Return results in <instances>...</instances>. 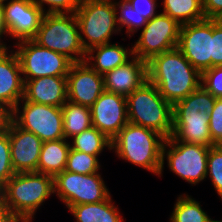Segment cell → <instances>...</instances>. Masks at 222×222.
<instances>
[{
	"label": "cell",
	"instance_id": "45",
	"mask_svg": "<svg viewBox=\"0 0 222 222\" xmlns=\"http://www.w3.org/2000/svg\"><path fill=\"white\" fill-rule=\"evenodd\" d=\"M208 222H222V220L218 221V220H215V219L213 220V218L212 219L210 218V220Z\"/></svg>",
	"mask_w": 222,
	"mask_h": 222
},
{
	"label": "cell",
	"instance_id": "33",
	"mask_svg": "<svg viewBox=\"0 0 222 222\" xmlns=\"http://www.w3.org/2000/svg\"><path fill=\"white\" fill-rule=\"evenodd\" d=\"M131 4L137 15V32L146 25L147 21L156 16L158 13L155 11L158 4L157 0H126Z\"/></svg>",
	"mask_w": 222,
	"mask_h": 222
},
{
	"label": "cell",
	"instance_id": "36",
	"mask_svg": "<svg viewBox=\"0 0 222 222\" xmlns=\"http://www.w3.org/2000/svg\"><path fill=\"white\" fill-rule=\"evenodd\" d=\"M212 67L222 66V19H212Z\"/></svg>",
	"mask_w": 222,
	"mask_h": 222
},
{
	"label": "cell",
	"instance_id": "24",
	"mask_svg": "<svg viewBox=\"0 0 222 222\" xmlns=\"http://www.w3.org/2000/svg\"><path fill=\"white\" fill-rule=\"evenodd\" d=\"M65 139L72 138L92 127L91 110L69 100L61 107Z\"/></svg>",
	"mask_w": 222,
	"mask_h": 222
},
{
	"label": "cell",
	"instance_id": "2",
	"mask_svg": "<svg viewBox=\"0 0 222 222\" xmlns=\"http://www.w3.org/2000/svg\"><path fill=\"white\" fill-rule=\"evenodd\" d=\"M54 194L53 176L15 173L2 187V204L19 220H33L37 209Z\"/></svg>",
	"mask_w": 222,
	"mask_h": 222
},
{
	"label": "cell",
	"instance_id": "28",
	"mask_svg": "<svg viewBox=\"0 0 222 222\" xmlns=\"http://www.w3.org/2000/svg\"><path fill=\"white\" fill-rule=\"evenodd\" d=\"M100 166L97 156L70 148L65 171L87 175L100 173L98 171L101 168Z\"/></svg>",
	"mask_w": 222,
	"mask_h": 222
},
{
	"label": "cell",
	"instance_id": "37",
	"mask_svg": "<svg viewBox=\"0 0 222 222\" xmlns=\"http://www.w3.org/2000/svg\"><path fill=\"white\" fill-rule=\"evenodd\" d=\"M209 132L213 143L222 136V98H216L213 110L209 115Z\"/></svg>",
	"mask_w": 222,
	"mask_h": 222
},
{
	"label": "cell",
	"instance_id": "23",
	"mask_svg": "<svg viewBox=\"0 0 222 222\" xmlns=\"http://www.w3.org/2000/svg\"><path fill=\"white\" fill-rule=\"evenodd\" d=\"M67 209L76 222H124L111 196L98 203L68 206Z\"/></svg>",
	"mask_w": 222,
	"mask_h": 222
},
{
	"label": "cell",
	"instance_id": "9",
	"mask_svg": "<svg viewBox=\"0 0 222 222\" xmlns=\"http://www.w3.org/2000/svg\"><path fill=\"white\" fill-rule=\"evenodd\" d=\"M23 80L44 76H67L72 61L65 55L40 46L33 39L16 41Z\"/></svg>",
	"mask_w": 222,
	"mask_h": 222
},
{
	"label": "cell",
	"instance_id": "27",
	"mask_svg": "<svg viewBox=\"0 0 222 222\" xmlns=\"http://www.w3.org/2000/svg\"><path fill=\"white\" fill-rule=\"evenodd\" d=\"M200 203L185 193L178 196L169 218L170 222H208L210 216L202 209Z\"/></svg>",
	"mask_w": 222,
	"mask_h": 222
},
{
	"label": "cell",
	"instance_id": "6",
	"mask_svg": "<svg viewBox=\"0 0 222 222\" xmlns=\"http://www.w3.org/2000/svg\"><path fill=\"white\" fill-rule=\"evenodd\" d=\"M209 150L210 147L178 141L170 136L163 143L159 176L163 174L166 160L170 171L189 184L196 185L202 182L207 178Z\"/></svg>",
	"mask_w": 222,
	"mask_h": 222
},
{
	"label": "cell",
	"instance_id": "38",
	"mask_svg": "<svg viewBox=\"0 0 222 222\" xmlns=\"http://www.w3.org/2000/svg\"><path fill=\"white\" fill-rule=\"evenodd\" d=\"M206 19H222V0H202Z\"/></svg>",
	"mask_w": 222,
	"mask_h": 222
},
{
	"label": "cell",
	"instance_id": "40",
	"mask_svg": "<svg viewBox=\"0 0 222 222\" xmlns=\"http://www.w3.org/2000/svg\"><path fill=\"white\" fill-rule=\"evenodd\" d=\"M5 34H6V31H5V26L3 23L2 5H0V51L6 48H10L9 45L7 47L6 43L3 42V40H1V38L4 37L3 35Z\"/></svg>",
	"mask_w": 222,
	"mask_h": 222
},
{
	"label": "cell",
	"instance_id": "11",
	"mask_svg": "<svg viewBox=\"0 0 222 222\" xmlns=\"http://www.w3.org/2000/svg\"><path fill=\"white\" fill-rule=\"evenodd\" d=\"M181 25L161 12L147 21L135 44L133 55L148 62L152 57L178 46Z\"/></svg>",
	"mask_w": 222,
	"mask_h": 222
},
{
	"label": "cell",
	"instance_id": "25",
	"mask_svg": "<svg viewBox=\"0 0 222 222\" xmlns=\"http://www.w3.org/2000/svg\"><path fill=\"white\" fill-rule=\"evenodd\" d=\"M161 10L180 25L206 19L202 0H163Z\"/></svg>",
	"mask_w": 222,
	"mask_h": 222
},
{
	"label": "cell",
	"instance_id": "13",
	"mask_svg": "<svg viewBox=\"0 0 222 222\" xmlns=\"http://www.w3.org/2000/svg\"><path fill=\"white\" fill-rule=\"evenodd\" d=\"M2 14L5 36L21 41L36 36L45 13L31 0H5Z\"/></svg>",
	"mask_w": 222,
	"mask_h": 222
},
{
	"label": "cell",
	"instance_id": "26",
	"mask_svg": "<svg viewBox=\"0 0 222 222\" xmlns=\"http://www.w3.org/2000/svg\"><path fill=\"white\" fill-rule=\"evenodd\" d=\"M70 139V148L86 154L98 157L106 147L111 151L112 141L93 126Z\"/></svg>",
	"mask_w": 222,
	"mask_h": 222
},
{
	"label": "cell",
	"instance_id": "42",
	"mask_svg": "<svg viewBox=\"0 0 222 222\" xmlns=\"http://www.w3.org/2000/svg\"><path fill=\"white\" fill-rule=\"evenodd\" d=\"M214 146L222 150V136L214 143Z\"/></svg>",
	"mask_w": 222,
	"mask_h": 222
},
{
	"label": "cell",
	"instance_id": "41",
	"mask_svg": "<svg viewBox=\"0 0 222 222\" xmlns=\"http://www.w3.org/2000/svg\"><path fill=\"white\" fill-rule=\"evenodd\" d=\"M10 113L0 105V132L5 129Z\"/></svg>",
	"mask_w": 222,
	"mask_h": 222
},
{
	"label": "cell",
	"instance_id": "5",
	"mask_svg": "<svg viewBox=\"0 0 222 222\" xmlns=\"http://www.w3.org/2000/svg\"><path fill=\"white\" fill-rule=\"evenodd\" d=\"M33 40L40 46L65 55L73 63L85 61L75 13L44 14Z\"/></svg>",
	"mask_w": 222,
	"mask_h": 222
},
{
	"label": "cell",
	"instance_id": "4",
	"mask_svg": "<svg viewBox=\"0 0 222 222\" xmlns=\"http://www.w3.org/2000/svg\"><path fill=\"white\" fill-rule=\"evenodd\" d=\"M128 122L146 127L168 139L172 134V105L157 87L144 82L126 97Z\"/></svg>",
	"mask_w": 222,
	"mask_h": 222
},
{
	"label": "cell",
	"instance_id": "35",
	"mask_svg": "<svg viewBox=\"0 0 222 222\" xmlns=\"http://www.w3.org/2000/svg\"><path fill=\"white\" fill-rule=\"evenodd\" d=\"M45 14L75 13L80 5V0H31ZM44 4L48 5V9ZM45 7V8H44Z\"/></svg>",
	"mask_w": 222,
	"mask_h": 222
},
{
	"label": "cell",
	"instance_id": "3",
	"mask_svg": "<svg viewBox=\"0 0 222 222\" xmlns=\"http://www.w3.org/2000/svg\"><path fill=\"white\" fill-rule=\"evenodd\" d=\"M117 157L159 176L165 138L156 131L127 123L111 140Z\"/></svg>",
	"mask_w": 222,
	"mask_h": 222
},
{
	"label": "cell",
	"instance_id": "14",
	"mask_svg": "<svg viewBox=\"0 0 222 222\" xmlns=\"http://www.w3.org/2000/svg\"><path fill=\"white\" fill-rule=\"evenodd\" d=\"M172 134L178 141L214 146L209 132V115L195 107L172 106Z\"/></svg>",
	"mask_w": 222,
	"mask_h": 222
},
{
	"label": "cell",
	"instance_id": "46",
	"mask_svg": "<svg viewBox=\"0 0 222 222\" xmlns=\"http://www.w3.org/2000/svg\"><path fill=\"white\" fill-rule=\"evenodd\" d=\"M4 1H5V0H0V5H2Z\"/></svg>",
	"mask_w": 222,
	"mask_h": 222
},
{
	"label": "cell",
	"instance_id": "29",
	"mask_svg": "<svg viewBox=\"0 0 222 222\" xmlns=\"http://www.w3.org/2000/svg\"><path fill=\"white\" fill-rule=\"evenodd\" d=\"M216 98L200 85L194 92L186 98L176 102L173 106H189L195 107L199 112L205 111L208 115L211 114Z\"/></svg>",
	"mask_w": 222,
	"mask_h": 222
},
{
	"label": "cell",
	"instance_id": "15",
	"mask_svg": "<svg viewBox=\"0 0 222 222\" xmlns=\"http://www.w3.org/2000/svg\"><path fill=\"white\" fill-rule=\"evenodd\" d=\"M92 126L112 140L128 123L126 97L105 91L90 107Z\"/></svg>",
	"mask_w": 222,
	"mask_h": 222
},
{
	"label": "cell",
	"instance_id": "1",
	"mask_svg": "<svg viewBox=\"0 0 222 222\" xmlns=\"http://www.w3.org/2000/svg\"><path fill=\"white\" fill-rule=\"evenodd\" d=\"M147 80L173 106L201 85V73L176 47L147 62Z\"/></svg>",
	"mask_w": 222,
	"mask_h": 222
},
{
	"label": "cell",
	"instance_id": "31",
	"mask_svg": "<svg viewBox=\"0 0 222 222\" xmlns=\"http://www.w3.org/2000/svg\"><path fill=\"white\" fill-rule=\"evenodd\" d=\"M114 5L116 8L117 25L119 30L122 31L121 29L126 27V35L130 38L135 32H137V15L135 10L126 0L114 1Z\"/></svg>",
	"mask_w": 222,
	"mask_h": 222
},
{
	"label": "cell",
	"instance_id": "22",
	"mask_svg": "<svg viewBox=\"0 0 222 222\" xmlns=\"http://www.w3.org/2000/svg\"><path fill=\"white\" fill-rule=\"evenodd\" d=\"M70 142L67 139L42 143L37 172L55 176L65 170Z\"/></svg>",
	"mask_w": 222,
	"mask_h": 222
},
{
	"label": "cell",
	"instance_id": "32",
	"mask_svg": "<svg viewBox=\"0 0 222 222\" xmlns=\"http://www.w3.org/2000/svg\"><path fill=\"white\" fill-rule=\"evenodd\" d=\"M207 176L209 175L211 183L222 200V150L212 146L207 157Z\"/></svg>",
	"mask_w": 222,
	"mask_h": 222
},
{
	"label": "cell",
	"instance_id": "20",
	"mask_svg": "<svg viewBox=\"0 0 222 222\" xmlns=\"http://www.w3.org/2000/svg\"><path fill=\"white\" fill-rule=\"evenodd\" d=\"M23 81L26 101L57 107L67 102V76H44Z\"/></svg>",
	"mask_w": 222,
	"mask_h": 222
},
{
	"label": "cell",
	"instance_id": "8",
	"mask_svg": "<svg viewBox=\"0 0 222 222\" xmlns=\"http://www.w3.org/2000/svg\"><path fill=\"white\" fill-rule=\"evenodd\" d=\"M10 118L43 142L65 138L61 107L37 104L22 98L10 113Z\"/></svg>",
	"mask_w": 222,
	"mask_h": 222
},
{
	"label": "cell",
	"instance_id": "43",
	"mask_svg": "<svg viewBox=\"0 0 222 222\" xmlns=\"http://www.w3.org/2000/svg\"><path fill=\"white\" fill-rule=\"evenodd\" d=\"M97 1L114 2L115 0H80V2H97Z\"/></svg>",
	"mask_w": 222,
	"mask_h": 222
},
{
	"label": "cell",
	"instance_id": "10",
	"mask_svg": "<svg viewBox=\"0 0 222 222\" xmlns=\"http://www.w3.org/2000/svg\"><path fill=\"white\" fill-rule=\"evenodd\" d=\"M54 194L68 207L107 200L111 194L101 174L63 171L53 177Z\"/></svg>",
	"mask_w": 222,
	"mask_h": 222
},
{
	"label": "cell",
	"instance_id": "30",
	"mask_svg": "<svg viewBox=\"0 0 222 222\" xmlns=\"http://www.w3.org/2000/svg\"><path fill=\"white\" fill-rule=\"evenodd\" d=\"M14 174L7 121L5 129L0 132V186L3 187Z\"/></svg>",
	"mask_w": 222,
	"mask_h": 222
},
{
	"label": "cell",
	"instance_id": "34",
	"mask_svg": "<svg viewBox=\"0 0 222 222\" xmlns=\"http://www.w3.org/2000/svg\"><path fill=\"white\" fill-rule=\"evenodd\" d=\"M201 85L215 98H222V66H215L203 71Z\"/></svg>",
	"mask_w": 222,
	"mask_h": 222
},
{
	"label": "cell",
	"instance_id": "18",
	"mask_svg": "<svg viewBox=\"0 0 222 222\" xmlns=\"http://www.w3.org/2000/svg\"><path fill=\"white\" fill-rule=\"evenodd\" d=\"M8 49L0 51V105L11 113L24 96V81L18 56Z\"/></svg>",
	"mask_w": 222,
	"mask_h": 222
},
{
	"label": "cell",
	"instance_id": "7",
	"mask_svg": "<svg viewBox=\"0 0 222 222\" xmlns=\"http://www.w3.org/2000/svg\"><path fill=\"white\" fill-rule=\"evenodd\" d=\"M116 14L114 2H80L75 15L86 52L93 47L111 43V36L121 33Z\"/></svg>",
	"mask_w": 222,
	"mask_h": 222
},
{
	"label": "cell",
	"instance_id": "19",
	"mask_svg": "<svg viewBox=\"0 0 222 222\" xmlns=\"http://www.w3.org/2000/svg\"><path fill=\"white\" fill-rule=\"evenodd\" d=\"M105 91L127 97L147 81V62L132 56L123 65L103 75Z\"/></svg>",
	"mask_w": 222,
	"mask_h": 222
},
{
	"label": "cell",
	"instance_id": "16",
	"mask_svg": "<svg viewBox=\"0 0 222 222\" xmlns=\"http://www.w3.org/2000/svg\"><path fill=\"white\" fill-rule=\"evenodd\" d=\"M104 90L102 74L86 61L72 63L67 74V100L90 108Z\"/></svg>",
	"mask_w": 222,
	"mask_h": 222
},
{
	"label": "cell",
	"instance_id": "21",
	"mask_svg": "<svg viewBox=\"0 0 222 222\" xmlns=\"http://www.w3.org/2000/svg\"><path fill=\"white\" fill-rule=\"evenodd\" d=\"M133 56L132 47L112 42L91 48L86 52L85 61L99 74L104 75L106 72L123 65Z\"/></svg>",
	"mask_w": 222,
	"mask_h": 222
},
{
	"label": "cell",
	"instance_id": "12",
	"mask_svg": "<svg viewBox=\"0 0 222 222\" xmlns=\"http://www.w3.org/2000/svg\"><path fill=\"white\" fill-rule=\"evenodd\" d=\"M177 48L200 73L212 68V19L181 25Z\"/></svg>",
	"mask_w": 222,
	"mask_h": 222
},
{
	"label": "cell",
	"instance_id": "44",
	"mask_svg": "<svg viewBox=\"0 0 222 222\" xmlns=\"http://www.w3.org/2000/svg\"><path fill=\"white\" fill-rule=\"evenodd\" d=\"M0 204H2V187L0 186Z\"/></svg>",
	"mask_w": 222,
	"mask_h": 222
},
{
	"label": "cell",
	"instance_id": "17",
	"mask_svg": "<svg viewBox=\"0 0 222 222\" xmlns=\"http://www.w3.org/2000/svg\"><path fill=\"white\" fill-rule=\"evenodd\" d=\"M11 163L15 173L37 172L43 141L8 119Z\"/></svg>",
	"mask_w": 222,
	"mask_h": 222
},
{
	"label": "cell",
	"instance_id": "39",
	"mask_svg": "<svg viewBox=\"0 0 222 222\" xmlns=\"http://www.w3.org/2000/svg\"><path fill=\"white\" fill-rule=\"evenodd\" d=\"M0 222H20L3 204H0Z\"/></svg>",
	"mask_w": 222,
	"mask_h": 222
}]
</instances>
